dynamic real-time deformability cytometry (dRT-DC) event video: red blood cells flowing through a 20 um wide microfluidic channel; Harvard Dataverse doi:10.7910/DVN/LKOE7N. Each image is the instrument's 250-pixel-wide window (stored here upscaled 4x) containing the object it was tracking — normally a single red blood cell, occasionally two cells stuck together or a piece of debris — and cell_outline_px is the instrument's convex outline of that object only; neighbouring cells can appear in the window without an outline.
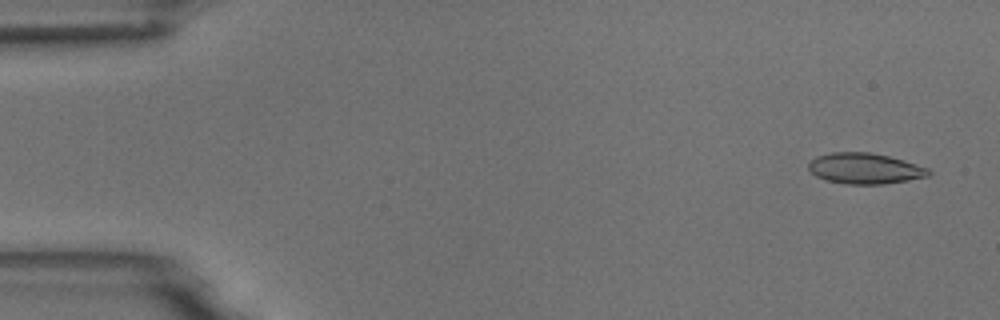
{"species": "common noctule bat (a hibernating species)", "species_latin": "Nyctalus noctula", "temperature_condition": "room temperature", "stored_images_in_passage": 8, "camera_frame_rate_fps": 3000, "um_per_image_px": 0.085, "animal": {"sex": "male", "body_mass_g": 18.8}, "frame": {"image": 1, "passage_image": 1, "time_ms": 0.0, "image_size_px": [1000, 320], "cell_outline_px": [[932, 172], [928, 176], [908, 180], [884, 184], [844, 184], [824, 180], [816, 176], [808, 168], [808, 164], [816, 156], [832, 152], [868, 152], [888, 156], [904, 160], [928, 168]], "centroid_in_image_um": [73.5, 14.32], "position_along_channel_um": 11.5, "area_um2": 21.56}}
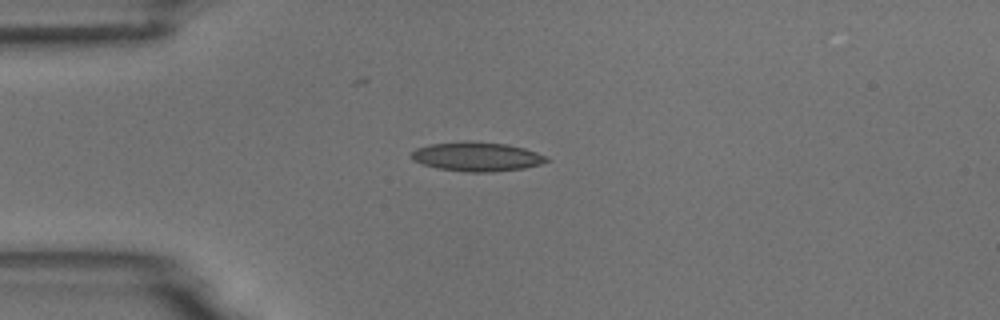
{"frame": {"image": 2, "passage_image": 4, "time_ms": 3.667, "image_size_px": [1000, 320], "cell_outline_px": [[552, 160], [540, 164], [524, 168], [492, 172], [468, 172], [436, 168], [412, 160], [408, 156], [416, 148], [432, 144], [464, 140], [508, 144], [524, 148], [548, 156]], "centroid_in_image_um": [40.54, 13.31], "position_along_channel_um": 44.5, "area_um2": 23.24}}